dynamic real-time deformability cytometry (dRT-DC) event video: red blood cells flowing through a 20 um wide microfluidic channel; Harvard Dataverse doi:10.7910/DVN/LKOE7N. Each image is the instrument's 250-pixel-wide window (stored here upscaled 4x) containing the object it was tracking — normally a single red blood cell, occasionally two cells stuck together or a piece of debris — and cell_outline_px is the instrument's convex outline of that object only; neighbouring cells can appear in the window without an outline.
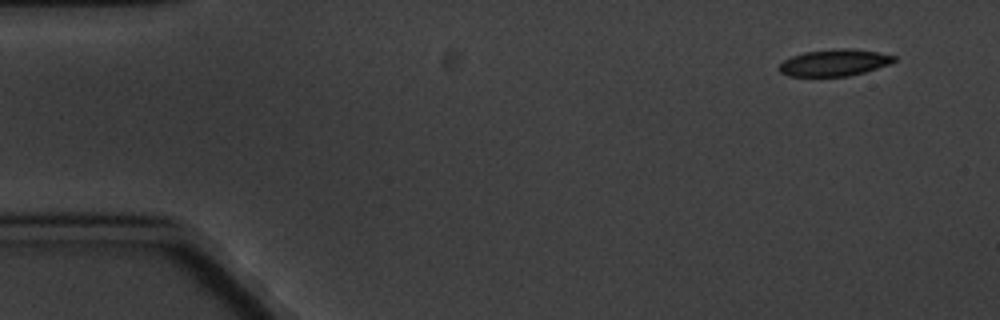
{"species": "common noctule bat (a hibernating species)", "species_latin": "Nyctalus noctula", "temperature_condition": "cold", "stored_images_in_passage": 3, "camera_frame_rate_fps": 3000, "um_per_image_px": 0.085, "animal": {"sex": "male", "body_mass_g": 20.1, "forearm_length_mm": 53.5}, "frame": {"image": 1, "passage_image": 1, "time_ms": 0.0, "image_size_px": [1000, 320], "cell_outline_px": [[896, 60], [888, 64], [864, 72], [848, 76], [788, 76], [780, 72], [776, 68], [784, 60], [792, 56], [804, 52], [836, 48], [844, 48], [876, 52], [896, 56]], "centroid_in_image_um": [70.87, 5.33], "position_along_channel_um": 14.1, "area_um2": 17.74}}